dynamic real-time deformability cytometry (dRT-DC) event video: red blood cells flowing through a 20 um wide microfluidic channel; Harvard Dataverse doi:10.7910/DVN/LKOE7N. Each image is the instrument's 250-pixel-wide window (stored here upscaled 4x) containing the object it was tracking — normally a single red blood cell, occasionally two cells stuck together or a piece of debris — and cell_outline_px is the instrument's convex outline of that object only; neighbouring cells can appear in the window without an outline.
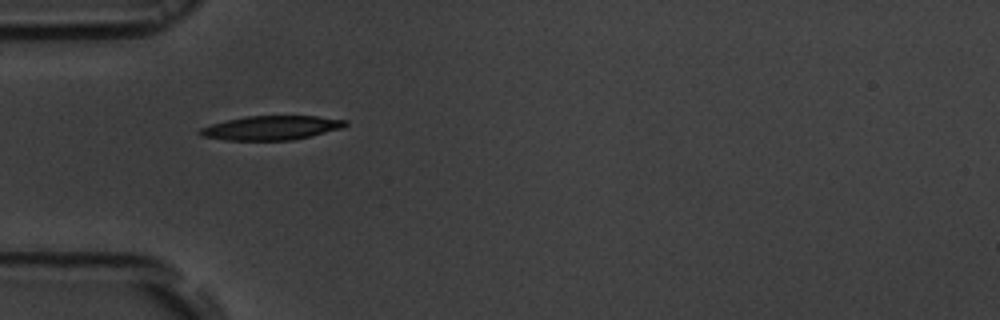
{"species": "common noctule bat (a hibernating species)", "species_latin": "Nyctalus noctula", "temperature_condition": "room temperature", "stored_images_in_passage": 39, "camera_frame_rate_fps": 3000, "um_per_image_px": 0.085, "animal": {"sex": "male", "body_mass_g": 19.5, "forearm_length_mm": 54.6}, "frame": {"image": 1, "passage_image": 1, "time_ms": 0.0, "image_size_px": [1000, 320], "cell_outline_px": [[348, 124], [344, 128], [312, 136], [292, 140], [224, 140], [200, 136], [196, 132], [200, 128], [212, 124], [228, 120], [248, 116], [316, 116], [348, 120]], "centroid_in_image_um": [23.09, 10.87], "position_along_channel_um": 61.9, "area_um2": 20.58}}
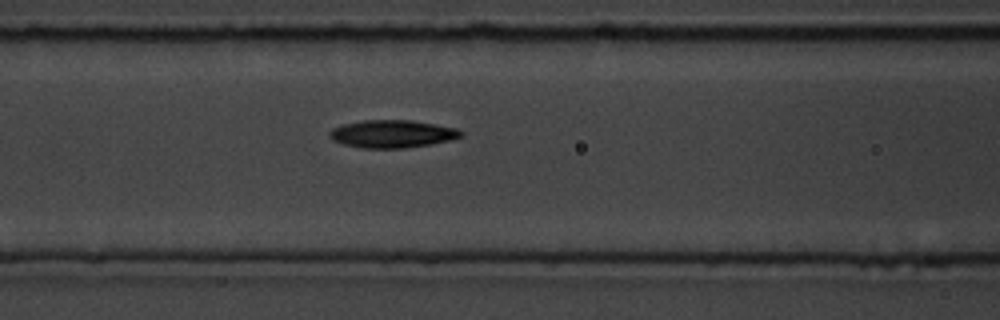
{"frame": {"image": 2, "passage_image": 7, "time_ms": 2.0, "image_size_px": [1000, 320], "cell_outline_px": [[464, 136], [432, 144], [404, 148], [360, 148], [344, 144], [332, 140], [328, 136], [328, 132], [332, 128], [344, 124], [360, 120], [412, 120], [456, 128], [464, 132]], "centroid_in_image_um": [33.32, 11.38], "position_along_channel_um": 133.3, "area_um2": 21.33}}
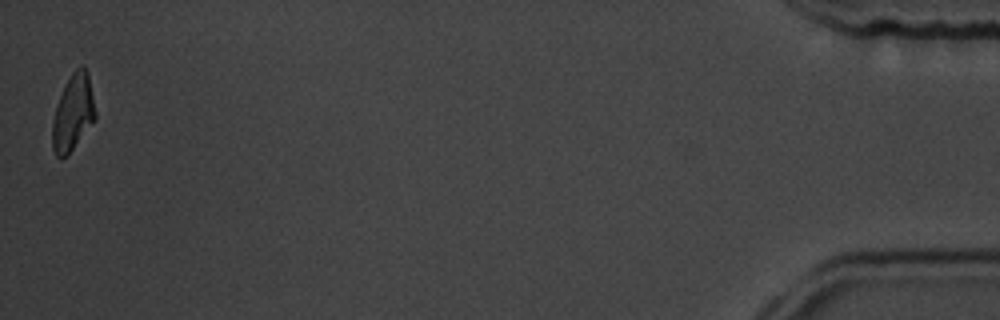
{"frame": {"image": 3, "passage_image": 39, "time_ms": 12.667, "image_size_px": [1000, 320], "cell_outline_px": [[96, 120], [72, 148], [64, 156], [56, 156], [52, 148], [52, 124], [56, 104], [72, 72], [80, 64], [84, 64], [88, 72], [96, 112]], "centroid_in_image_um": [6.22, 9.53], "position_along_channel_um": 429.0, "area_um2": 18.9}, "authors_computed_cell_mechanics": {"area_um2": 20.5768, "velocity_mm_per_s": 3.6658, "shape_relaxation_time_tau1_ms": 4.6793, "shape_relaxation_time_tau2_ms": 4.1532, "deformation_change_tau1": 0.1463, "deformation_change_tau2": 0.1105}}